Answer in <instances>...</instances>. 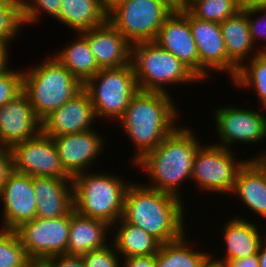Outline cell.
<instances>
[{
    "label": "cell",
    "mask_w": 266,
    "mask_h": 267,
    "mask_svg": "<svg viewBox=\"0 0 266 267\" xmlns=\"http://www.w3.org/2000/svg\"><path fill=\"white\" fill-rule=\"evenodd\" d=\"M229 217L228 222H225L223 228V240L225 241L226 253L223 257L214 258L213 253L211 258L216 261L229 262L236 259L246 258L251 255L258 254L259 247L265 237L261 235L258 225L238 216Z\"/></svg>",
    "instance_id": "cell-22"
},
{
    "label": "cell",
    "mask_w": 266,
    "mask_h": 267,
    "mask_svg": "<svg viewBox=\"0 0 266 267\" xmlns=\"http://www.w3.org/2000/svg\"><path fill=\"white\" fill-rule=\"evenodd\" d=\"M121 267H157L156 255L124 258Z\"/></svg>",
    "instance_id": "cell-39"
},
{
    "label": "cell",
    "mask_w": 266,
    "mask_h": 267,
    "mask_svg": "<svg viewBox=\"0 0 266 267\" xmlns=\"http://www.w3.org/2000/svg\"><path fill=\"white\" fill-rule=\"evenodd\" d=\"M232 84L240 89L255 91L260 105L266 113V52H260L251 60L246 61L232 79Z\"/></svg>",
    "instance_id": "cell-29"
},
{
    "label": "cell",
    "mask_w": 266,
    "mask_h": 267,
    "mask_svg": "<svg viewBox=\"0 0 266 267\" xmlns=\"http://www.w3.org/2000/svg\"><path fill=\"white\" fill-rule=\"evenodd\" d=\"M154 42L199 78V55L189 27V11L184 6L177 7L165 19Z\"/></svg>",
    "instance_id": "cell-16"
},
{
    "label": "cell",
    "mask_w": 266,
    "mask_h": 267,
    "mask_svg": "<svg viewBox=\"0 0 266 267\" xmlns=\"http://www.w3.org/2000/svg\"><path fill=\"white\" fill-rule=\"evenodd\" d=\"M70 215L57 218H39L21 224L15 229L21 245L31 260H45L66 254Z\"/></svg>",
    "instance_id": "cell-10"
},
{
    "label": "cell",
    "mask_w": 266,
    "mask_h": 267,
    "mask_svg": "<svg viewBox=\"0 0 266 267\" xmlns=\"http://www.w3.org/2000/svg\"><path fill=\"white\" fill-rule=\"evenodd\" d=\"M111 225L106 221L70 214V228L66 254L81 256L109 244ZM109 233V234H108ZM109 235V237H108Z\"/></svg>",
    "instance_id": "cell-23"
},
{
    "label": "cell",
    "mask_w": 266,
    "mask_h": 267,
    "mask_svg": "<svg viewBox=\"0 0 266 267\" xmlns=\"http://www.w3.org/2000/svg\"><path fill=\"white\" fill-rule=\"evenodd\" d=\"M237 174L231 195L263 220L266 219V151L256 153Z\"/></svg>",
    "instance_id": "cell-20"
},
{
    "label": "cell",
    "mask_w": 266,
    "mask_h": 267,
    "mask_svg": "<svg viewBox=\"0 0 266 267\" xmlns=\"http://www.w3.org/2000/svg\"><path fill=\"white\" fill-rule=\"evenodd\" d=\"M50 267H85L82 256L55 255L44 260Z\"/></svg>",
    "instance_id": "cell-37"
},
{
    "label": "cell",
    "mask_w": 266,
    "mask_h": 267,
    "mask_svg": "<svg viewBox=\"0 0 266 267\" xmlns=\"http://www.w3.org/2000/svg\"><path fill=\"white\" fill-rule=\"evenodd\" d=\"M232 267H259L258 254L228 262Z\"/></svg>",
    "instance_id": "cell-40"
},
{
    "label": "cell",
    "mask_w": 266,
    "mask_h": 267,
    "mask_svg": "<svg viewBox=\"0 0 266 267\" xmlns=\"http://www.w3.org/2000/svg\"><path fill=\"white\" fill-rule=\"evenodd\" d=\"M96 120L89 96L82 90L41 121V132L50 137L80 133L94 129Z\"/></svg>",
    "instance_id": "cell-17"
},
{
    "label": "cell",
    "mask_w": 266,
    "mask_h": 267,
    "mask_svg": "<svg viewBox=\"0 0 266 267\" xmlns=\"http://www.w3.org/2000/svg\"><path fill=\"white\" fill-rule=\"evenodd\" d=\"M189 27L199 55V79L205 81L211 72H227L232 80L239 68L227 56L220 24L200 20L189 12Z\"/></svg>",
    "instance_id": "cell-13"
},
{
    "label": "cell",
    "mask_w": 266,
    "mask_h": 267,
    "mask_svg": "<svg viewBox=\"0 0 266 267\" xmlns=\"http://www.w3.org/2000/svg\"><path fill=\"white\" fill-rule=\"evenodd\" d=\"M131 65L141 91L169 94L167 86L189 85L201 81L173 54L154 41L132 44Z\"/></svg>",
    "instance_id": "cell-6"
},
{
    "label": "cell",
    "mask_w": 266,
    "mask_h": 267,
    "mask_svg": "<svg viewBox=\"0 0 266 267\" xmlns=\"http://www.w3.org/2000/svg\"><path fill=\"white\" fill-rule=\"evenodd\" d=\"M170 1L177 7L183 6L187 2V0H170Z\"/></svg>",
    "instance_id": "cell-47"
},
{
    "label": "cell",
    "mask_w": 266,
    "mask_h": 267,
    "mask_svg": "<svg viewBox=\"0 0 266 267\" xmlns=\"http://www.w3.org/2000/svg\"><path fill=\"white\" fill-rule=\"evenodd\" d=\"M56 19L73 29V32L80 33L104 24L108 20V13L100 0H61Z\"/></svg>",
    "instance_id": "cell-25"
},
{
    "label": "cell",
    "mask_w": 266,
    "mask_h": 267,
    "mask_svg": "<svg viewBox=\"0 0 266 267\" xmlns=\"http://www.w3.org/2000/svg\"><path fill=\"white\" fill-rule=\"evenodd\" d=\"M220 27L227 56L238 68L261 52L252 42L247 16L243 10L225 19Z\"/></svg>",
    "instance_id": "cell-24"
},
{
    "label": "cell",
    "mask_w": 266,
    "mask_h": 267,
    "mask_svg": "<svg viewBox=\"0 0 266 267\" xmlns=\"http://www.w3.org/2000/svg\"><path fill=\"white\" fill-rule=\"evenodd\" d=\"M113 226L117 227L111 242L122 259L158 253L161 243L145 230L125 222L122 218L111 228Z\"/></svg>",
    "instance_id": "cell-26"
},
{
    "label": "cell",
    "mask_w": 266,
    "mask_h": 267,
    "mask_svg": "<svg viewBox=\"0 0 266 267\" xmlns=\"http://www.w3.org/2000/svg\"><path fill=\"white\" fill-rule=\"evenodd\" d=\"M95 129L61 136L52 140L64 170L73 178L76 174L92 170L100 152L103 155L105 140ZM95 161V162H94ZM90 168V169H89Z\"/></svg>",
    "instance_id": "cell-15"
},
{
    "label": "cell",
    "mask_w": 266,
    "mask_h": 267,
    "mask_svg": "<svg viewBox=\"0 0 266 267\" xmlns=\"http://www.w3.org/2000/svg\"><path fill=\"white\" fill-rule=\"evenodd\" d=\"M98 119L119 120L132 97L139 91L131 64L100 69L83 83Z\"/></svg>",
    "instance_id": "cell-7"
},
{
    "label": "cell",
    "mask_w": 266,
    "mask_h": 267,
    "mask_svg": "<svg viewBox=\"0 0 266 267\" xmlns=\"http://www.w3.org/2000/svg\"><path fill=\"white\" fill-rule=\"evenodd\" d=\"M171 94L139 90L117 121L137 152L132 165L154 150L177 127L180 111ZM176 123V125H175Z\"/></svg>",
    "instance_id": "cell-2"
},
{
    "label": "cell",
    "mask_w": 266,
    "mask_h": 267,
    "mask_svg": "<svg viewBox=\"0 0 266 267\" xmlns=\"http://www.w3.org/2000/svg\"><path fill=\"white\" fill-rule=\"evenodd\" d=\"M184 202L174 195L131 181L124 196L122 219L145 230L161 244L174 242L186 234Z\"/></svg>",
    "instance_id": "cell-1"
},
{
    "label": "cell",
    "mask_w": 266,
    "mask_h": 267,
    "mask_svg": "<svg viewBox=\"0 0 266 267\" xmlns=\"http://www.w3.org/2000/svg\"><path fill=\"white\" fill-rule=\"evenodd\" d=\"M176 8L170 0H127L108 13V21L131 44L149 42Z\"/></svg>",
    "instance_id": "cell-8"
},
{
    "label": "cell",
    "mask_w": 266,
    "mask_h": 267,
    "mask_svg": "<svg viewBox=\"0 0 266 267\" xmlns=\"http://www.w3.org/2000/svg\"><path fill=\"white\" fill-rule=\"evenodd\" d=\"M221 267H232L228 262L221 261Z\"/></svg>",
    "instance_id": "cell-48"
},
{
    "label": "cell",
    "mask_w": 266,
    "mask_h": 267,
    "mask_svg": "<svg viewBox=\"0 0 266 267\" xmlns=\"http://www.w3.org/2000/svg\"><path fill=\"white\" fill-rule=\"evenodd\" d=\"M36 217L57 218L74 211L72 179L33 177Z\"/></svg>",
    "instance_id": "cell-21"
},
{
    "label": "cell",
    "mask_w": 266,
    "mask_h": 267,
    "mask_svg": "<svg viewBox=\"0 0 266 267\" xmlns=\"http://www.w3.org/2000/svg\"><path fill=\"white\" fill-rule=\"evenodd\" d=\"M104 10L109 13L113 8H115L118 4L127 1V0H100Z\"/></svg>",
    "instance_id": "cell-44"
},
{
    "label": "cell",
    "mask_w": 266,
    "mask_h": 267,
    "mask_svg": "<svg viewBox=\"0 0 266 267\" xmlns=\"http://www.w3.org/2000/svg\"><path fill=\"white\" fill-rule=\"evenodd\" d=\"M233 150L215 144L201 145L195 154L191 180L204 192L230 194L237 174L249 160L236 158Z\"/></svg>",
    "instance_id": "cell-9"
},
{
    "label": "cell",
    "mask_w": 266,
    "mask_h": 267,
    "mask_svg": "<svg viewBox=\"0 0 266 267\" xmlns=\"http://www.w3.org/2000/svg\"><path fill=\"white\" fill-rule=\"evenodd\" d=\"M13 170L31 177L72 179L64 170L52 137L40 132L36 137L11 148Z\"/></svg>",
    "instance_id": "cell-12"
},
{
    "label": "cell",
    "mask_w": 266,
    "mask_h": 267,
    "mask_svg": "<svg viewBox=\"0 0 266 267\" xmlns=\"http://www.w3.org/2000/svg\"><path fill=\"white\" fill-rule=\"evenodd\" d=\"M243 11L246 13L247 16V21L249 24V30L253 44L261 52H266V44H261V46L259 47L257 45L259 43L258 40H260V43L262 42V40L266 41V7L249 8Z\"/></svg>",
    "instance_id": "cell-36"
},
{
    "label": "cell",
    "mask_w": 266,
    "mask_h": 267,
    "mask_svg": "<svg viewBox=\"0 0 266 267\" xmlns=\"http://www.w3.org/2000/svg\"><path fill=\"white\" fill-rule=\"evenodd\" d=\"M183 6L194 17L219 24L240 11L235 0H187Z\"/></svg>",
    "instance_id": "cell-30"
},
{
    "label": "cell",
    "mask_w": 266,
    "mask_h": 267,
    "mask_svg": "<svg viewBox=\"0 0 266 267\" xmlns=\"http://www.w3.org/2000/svg\"><path fill=\"white\" fill-rule=\"evenodd\" d=\"M22 27L25 26L21 17L20 0H8L0 8V40L8 44L15 42Z\"/></svg>",
    "instance_id": "cell-32"
},
{
    "label": "cell",
    "mask_w": 266,
    "mask_h": 267,
    "mask_svg": "<svg viewBox=\"0 0 266 267\" xmlns=\"http://www.w3.org/2000/svg\"><path fill=\"white\" fill-rule=\"evenodd\" d=\"M10 44L3 42L0 40V70L7 68L9 66L8 63L11 60L9 50Z\"/></svg>",
    "instance_id": "cell-41"
},
{
    "label": "cell",
    "mask_w": 266,
    "mask_h": 267,
    "mask_svg": "<svg viewBox=\"0 0 266 267\" xmlns=\"http://www.w3.org/2000/svg\"><path fill=\"white\" fill-rule=\"evenodd\" d=\"M74 211L114 225L123 214L124 196L131 183L107 172L87 171L73 178Z\"/></svg>",
    "instance_id": "cell-5"
},
{
    "label": "cell",
    "mask_w": 266,
    "mask_h": 267,
    "mask_svg": "<svg viewBox=\"0 0 266 267\" xmlns=\"http://www.w3.org/2000/svg\"><path fill=\"white\" fill-rule=\"evenodd\" d=\"M42 62L22 69L23 92L40 121L83 90V83L54 57Z\"/></svg>",
    "instance_id": "cell-4"
},
{
    "label": "cell",
    "mask_w": 266,
    "mask_h": 267,
    "mask_svg": "<svg viewBox=\"0 0 266 267\" xmlns=\"http://www.w3.org/2000/svg\"><path fill=\"white\" fill-rule=\"evenodd\" d=\"M258 250L259 267H266V233Z\"/></svg>",
    "instance_id": "cell-43"
},
{
    "label": "cell",
    "mask_w": 266,
    "mask_h": 267,
    "mask_svg": "<svg viewBox=\"0 0 266 267\" xmlns=\"http://www.w3.org/2000/svg\"><path fill=\"white\" fill-rule=\"evenodd\" d=\"M32 260L15 230L0 229V267H27Z\"/></svg>",
    "instance_id": "cell-31"
},
{
    "label": "cell",
    "mask_w": 266,
    "mask_h": 267,
    "mask_svg": "<svg viewBox=\"0 0 266 267\" xmlns=\"http://www.w3.org/2000/svg\"><path fill=\"white\" fill-rule=\"evenodd\" d=\"M60 6L61 0H20L23 25L36 24L43 12L51 15L56 20Z\"/></svg>",
    "instance_id": "cell-33"
},
{
    "label": "cell",
    "mask_w": 266,
    "mask_h": 267,
    "mask_svg": "<svg viewBox=\"0 0 266 267\" xmlns=\"http://www.w3.org/2000/svg\"><path fill=\"white\" fill-rule=\"evenodd\" d=\"M202 267H221V261H216L210 257Z\"/></svg>",
    "instance_id": "cell-45"
},
{
    "label": "cell",
    "mask_w": 266,
    "mask_h": 267,
    "mask_svg": "<svg viewBox=\"0 0 266 267\" xmlns=\"http://www.w3.org/2000/svg\"><path fill=\"white\" fill-rule=\"evenodd\" d=\"M185 234L181 239L161 244L156 254L157 267H202L211 257L207 251L195 250ZM188 241V242H187Z\"/></svg>",
    "instance_id": "cell-28"
},
{
    "label": "cell",
    "mask_w": 266,
    "mask_h": 267,
    "mask_svg": "<svg viewBox=\"0 0 266 267\" xmlns=\"http://www.w3.org/2000/svg\"><path fill=\"white\" fill-rule=\"evenodd\" d=\"M213 112L216 125V134L219 143L215 145L222 146L229 150L236 143H261L266 139V116L255 109H245L231 106H218Z\"/></svg>",
    "instance_id": "cell-11"
},
{
    "label": "cell",
    "mask_w": 266,
    "mask_h": 267,
    "mask_svg": "<svg viewBox=\"0 0 266 267\" xmlns=\"http://www.w3.org/2000/svg\"><path fill=\"white\" fill-rule=\"evenodd\" d=\"M2 229L15 230L21 224L36 218L37 201L33 177L15 172L8 175L0 191Z\"/></svg>",
    "instance_id": "cell-14"
},
{
    "label": "cell",
    "mask_w": 266,
    "mask_h": 267,
    "mask_svg": "<svg viewBox=\"0 0 266 267\" xmlns=\"http://www.w3.org/2000/svg\"><path fill=\"white\" fill-rule=\"evenodd\" d=\"M78 35L67 45L51 55L61 65L68 69L71 74L84 83L93 77L101 68L98 66L92 54L86 38ZM62 49V50H61Z\"/></svg>",
    "instance_id": "cell-27"
},
{
    "label": "cell",
    "mask_w": 266,
    "mask_h": 267,
    "mask_svg": "<svg viewBox=\"0 0 266 267\" xmlns=\"http://www.w3.org/2000/svg\"><path fill=\"white\" fill-rule=\"evenodd\" d=\"M30 267H50L44 260H32Z\"/></svg>",
    "instance_id": "cell-46"
},
{
    "label": "cell",
    "mask_w": 266,
    "mask_h": 267,
    "mask_svg": "<svg viewBox=\"0 0 266 267\" xmlns=\"http://www.w3.org/2000/svg\"><path fill=\"white\" fill-rule=\"evenodd\" d=\"M81 256L85 267H121L122 258L111 243Z\"/></svg>",
    "instance_id": "cell-35"
},
{
    "label": "cell",
    "mask_w": 266,
    "mask_h": 267,
    "mask_svg": "<svg viewBox=\"0 0 266 267\" xmlns=\"http://www.w3.org/2000/svg\"><path fill=\"white\" fill-rule=\"evenodd\" d=\"M13 171L11 149L0 145V191L6 178Z\"/></svg>",
    "instance_id": "cell-38"
},
{
    "label": "cell",
    "mask_w": 266,
    "mask_h": 267,
    "mask_svg": "<svg viewBox=\"0 0 266 267\" xmlns=\"http://www.w3.org/2000/svg\"><path fill=\"white\" fill-rule=\"evenodd\" d=\"M80 33L86 38L101 69L131 64L132 44L108 20L98 27Z\"/></svg>",
    "instance_id": "cell-19"
},
{
    "label": "cell",
    "mask_w": 266,
    "mask_h": 267,
    "mask_svg": "<svg viewBox=\"0 0 266 267\" xmlns=\"http://www.w3.org/2000/svg\"><path fill=\"white\" fill-rule=\"evenodd\" d=\"M41 121L36 117L28 96L22 92L0 108V145H13L36 137Z\"/></svg>",
    "instance_id": "cell-18"
},
{
    "label": "cell",
    "mask_w": 266,
    "mask_h": 267,
    "mask_svg": "<svg viewBox=\"0 0 266 267\" xmlns=\"http://www.w3.org/2000/svg\"><path fill=\"white\" fill-rule=\"evenodd\" d=\"M194 132L191 127L178 126L135 163L149 177L147 182L150 184L144 183L145 186L183 199L181 185L191 181L193 160L202 145Z\"/></svg>",
    "instance_id": "cell-3"
},
{
    "label": "cell",
    "mask_w": 266,
    "mask_h": 267,
    "mask_svg": "<svg viewBox=\"0 0 266 267\" xmlns=\"http://www.w3.org/2000/svg\"><path fill=\"white\" fill-rule=\"evenodd\" d=\"M8 0H0V8L7 2Z\"/></svg>",
    "instance_id": "cell-49"
},
{
    "label": "cell",
    "mask_w": 266,
    "mask_h": 267,
    "mask_svg": "<svg viewBox=\"0 0 266 267\" xmlns=\"http://www.w3.org/2000/svg\"><path fill=\"white\" fill-rule=\"evenodd\" d=\"M240 10L266 7V0H235Z\"/></svg>",
    "instance_id": "cell-42"
},
{
    "label": "cell",
    "mask_w": 266,
    "mask_h": 267,
    "mask_svg": "<svg viewBox=\"0 0 266 267\" xmlns=\"http://www.w3.org/2000/svg\"><path fill=\"white\" fill-rule=\"evenodd\" d=\"M0 70V108L23 92V73L20 69Z\"/></svg>",
    "instance_id": "cell-34"
}]
</instances>
